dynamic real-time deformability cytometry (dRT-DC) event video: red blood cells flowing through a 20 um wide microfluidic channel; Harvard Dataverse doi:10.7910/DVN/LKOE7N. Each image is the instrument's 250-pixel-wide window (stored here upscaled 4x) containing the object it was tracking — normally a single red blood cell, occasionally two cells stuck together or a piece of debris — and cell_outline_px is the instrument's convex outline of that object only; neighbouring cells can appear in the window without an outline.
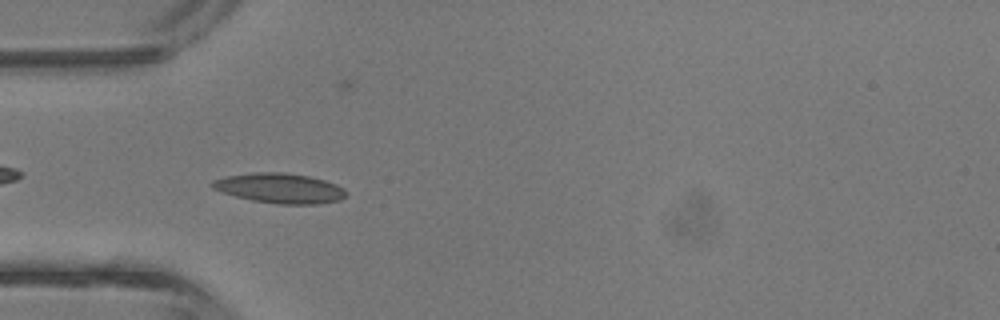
{"species": "common noctule bat (a hibernating species)", "species_latin": "Nyctalus noctula", "temperature_condition": "room temperature", "stored_images_in_passage": 45, "camera_frame_rate_fps": 3000, "um_per_image_px": 0.085, "animal": {"sex": "male", "body_mass_g": 13.3}, "frame": {"image": 1, "passage_image": 14, "time_ms": 4.333, "image_size_px": [1000, 320], "cell_outline_px": [[348, 192], [340, 200], [320, 204], [280, 204], [252, 200], [220, 192], [212, 188], [208, 184], [212, 180], [228, 176], [256, 172], [284, 172], [308, 176], [324, 180], [336, 184], [344, 188]], "centroid_in_image_um": [23.77, 16.0], "position_along_channel_um": 61.2, "area_um2": 23.41}}
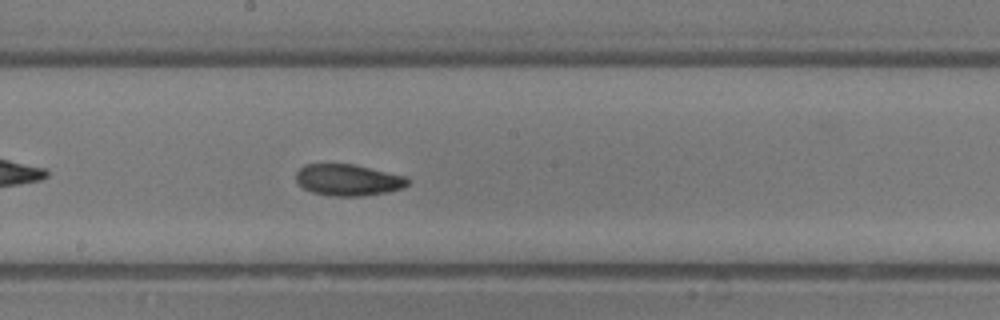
{"frame": {"image": 2, "passage_image": 24, "time_ms": 7.667, "image_size_px": [1000, 320], "cell_outline_px": [[408, 184], [404, 188], [388, 192], [364, 196], [328, 196], [312, 192], [304, 188], [296, 180], [296, 172], [304, 164], [352, 164], [408, 176]], "centroid_in_image_um": [29.61, 15.3], "position_along_channel_um": 218.6, "area_um2": 20.63}}
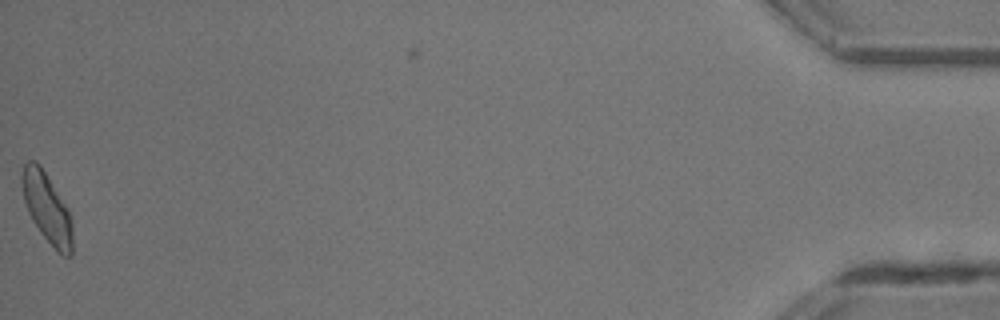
{"frame": {"image": 3, "passage_image": 44, "time_ms": 14.333, "image_size_px": [1000, 320], "cell_outline_px": [[72, 256], [64, 256], [40, 232], [32, 220], [28, 212], [24, 200], [20, 176], [24, 164], [28, 160], [36, 160], [40, 164], [68, 208], [72, 216]], "centroid_in_image_um": [3.99, 17.62], "position_along_channel_um": 431.2, "area_um2": 20.52}, "authors_computed_cell_mechanics": {"area_um2": 20.4034, "velocity_mm_per_s": 4.7693, "shape_relaxation_time_tau1_ms": 3.445, "shape_relaxation_time_tau2_ms": 4.9249, "deformation_change_tau1": 0.1202, "deformation_change_tau2": 0.1255}}